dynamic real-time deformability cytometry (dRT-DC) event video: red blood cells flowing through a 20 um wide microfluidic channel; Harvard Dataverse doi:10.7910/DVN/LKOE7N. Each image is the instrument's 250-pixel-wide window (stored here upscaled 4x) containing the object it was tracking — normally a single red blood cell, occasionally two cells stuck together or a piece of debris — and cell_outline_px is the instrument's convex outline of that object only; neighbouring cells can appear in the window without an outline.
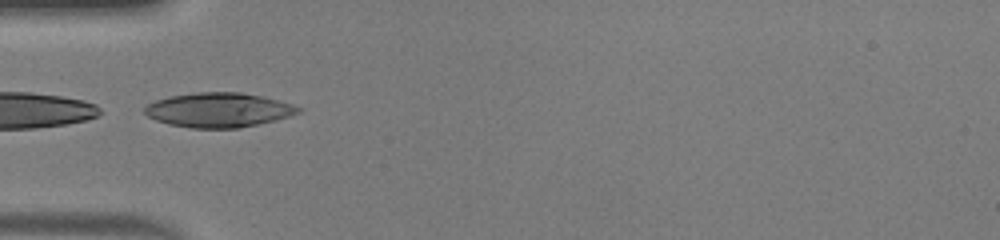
{"species": "human", "species_latin": "Homo sapiens", "temperature_condition": "warm", "stored_images_in_passage": 14, "camera_frame_rate_fps": 3000, "um_per_image_px": 0.085, "donor": {"sex": "male"}, "frame": {"image": 1, "passage_image": 1, "time_ms": 0.0, "image_size_px": [1000, 240], "cell_outline_px": [[304, 108], [300, 112], [276, 120], [240, 128], [192, 128], [168, 124], [156, 120], [148, 116], [144, 112], [144, 108], [148, 104], [156, 100], [172, 96], [196, 92], [240, 92], [260, 96], [292, 104]], "centroid_in_image_um": [18.59, 9.35], "position_along_channel_um": 66.4, "area_um2": 30.75}}
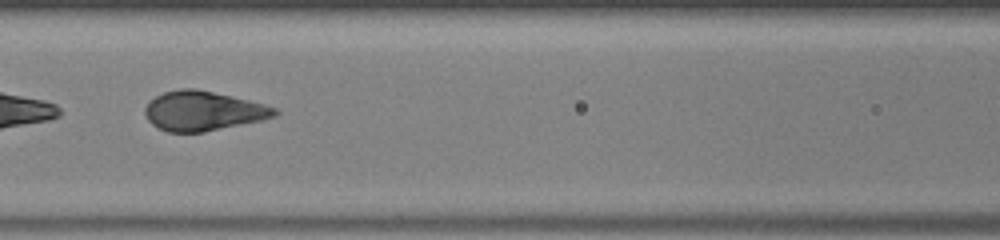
{"frame": {"image": 2, "passage_image": 7, "time_ms": 2.0, "image_size_px": [1000, 240], "cell_outline_px": [[280, 112], [276, 116], [260, 120], [204, 132], [168, 132], [152, 124], [148, 120], [144, 112], [144, 108], [156, 96], [164, 92], [180, 88], [196, 88], [232, 96], [264, 104], [276, 108]], "centroid_in_image_um": [17.26, 9.42], "position_along_channel_um": 149.3, "area_um2": 29.65}}
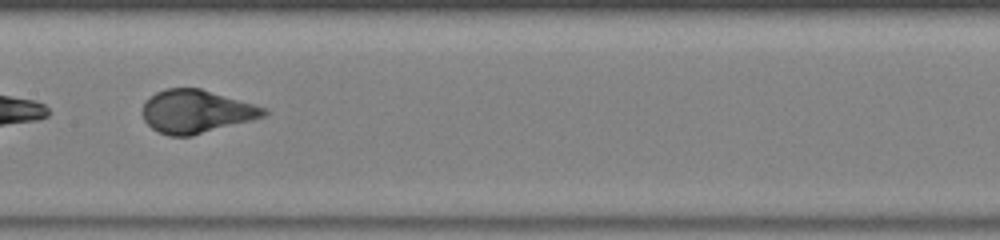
{"frame": {"image": 3, "passage_image": 10, "time_ms": 3.0, "image_size_px": [1000, 240], "cell_outline_px": [[268, 116], [192, 136], [168, 136], [152, 128], [144, 120], [140, 112], [144, 100], [156, 92], [164, 88], [200, 88], [268, 108]], "centroid_in_image_um": [16.67, 9.48], "position_along_channel_um": 190.7, "area_um2": 30.92}}